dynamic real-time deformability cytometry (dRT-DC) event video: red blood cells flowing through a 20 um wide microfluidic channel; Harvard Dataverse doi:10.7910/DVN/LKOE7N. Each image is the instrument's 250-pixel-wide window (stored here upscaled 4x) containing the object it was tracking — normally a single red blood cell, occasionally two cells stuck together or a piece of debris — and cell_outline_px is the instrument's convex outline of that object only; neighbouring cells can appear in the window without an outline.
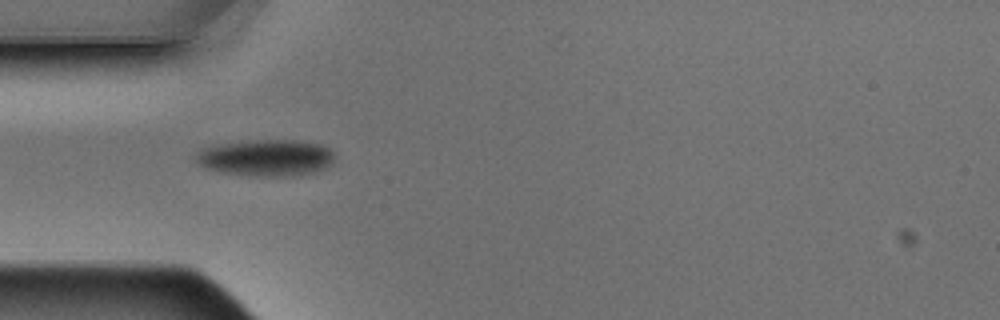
{"species": "Egyptian fruit bat (a non-hibernating species)", "species_latin": "Rousettus aegyptiacus", "temperature_condition": "warm", "stored_images_in_passage": 8, "camera_frame_rate_fps": 3000, "um_per_image_px": 0.085, "animal": {"sex": "male"}, "frame": {"image": 1, "passage_image": 4, "time_ms": 1.0, "image_size_px": [1000, 320], "cell_outline_px": [[332, 164], [324, 168], [312, 172], [292, 176], [248, 176], [216, 172], [200, 164], [196, 160], [196, 152], [200, 148], [216, 144], [248, 140], [296, 140], [320, 144], [328, 148], [332, 152]], "centroid_in_image_um": [22.55, 13.41], "position_along_channel_um": 62.4, "area_um2": 29.77}}
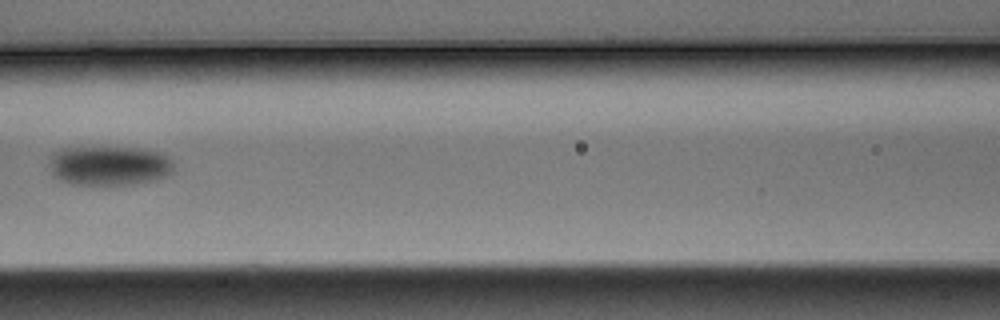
{"frame": {"image": 2, "passage_image": 6, "time_ms": 1.667, "image_size_px": [1000, 320], "cell_outline_px": [[172, 172], [156, 180], [132, 184], [72, 184], [60, 180], [52, 172], [52, 156], [60, 148], [132, 148], [160, 152], [172, 160]], "centroid_in_image_um": [9.31, 14.09], "position_along_channel_um": 157.3, "area_um2": 27.98}}
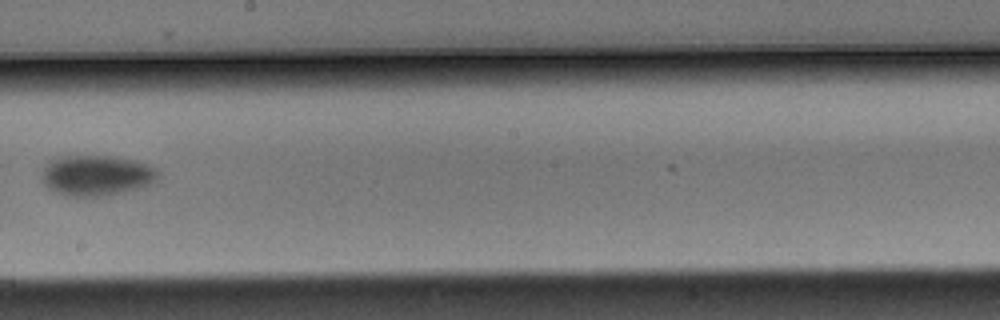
{"frame": {"image": 3, "passage_image": 8, "time_ms": 2.333, "image_size_px": [1000, 320], "cell_outline_px": [[160, 176], [156, 184], [120, 192], [100, 196], [64, 196], [48, 188], [40, 180], [40, 176], [44, 164], [48, 160], [60, 156], [112, 156], [132, 160], [148, 164], [156, 168], [160, 172]], "centroid_in_image_um": [8.19, 14.9], "position_along_channel_um": 240.0, "area_um2": 27.98}}